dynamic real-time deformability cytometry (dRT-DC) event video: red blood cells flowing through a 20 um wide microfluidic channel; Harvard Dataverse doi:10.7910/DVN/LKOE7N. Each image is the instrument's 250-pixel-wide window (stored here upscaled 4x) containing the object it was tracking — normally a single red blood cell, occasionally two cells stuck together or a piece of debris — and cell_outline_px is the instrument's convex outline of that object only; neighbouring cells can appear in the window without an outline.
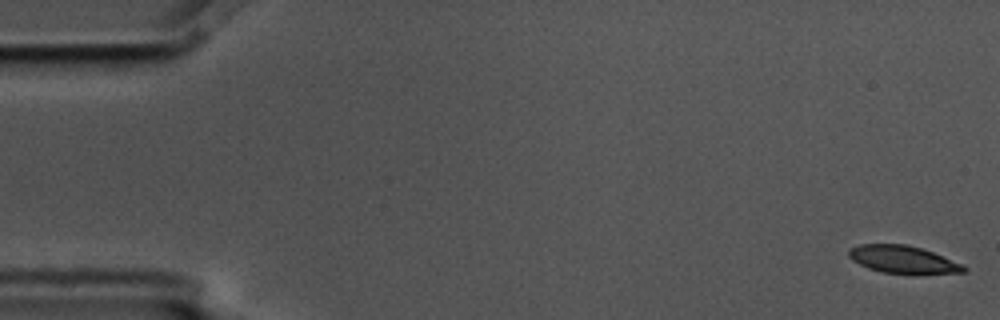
{"species": "common noctule bat (a hibernating species)", "species_latin": "Nyctalus noctula", "temperature_condition": "cold", "stored_images_in_passage": 6, "camera_frame_rate_fps": 3000, "um_per_image_px": 0.085, "animal": {"sex": "male", "body_mass_g": 17.5, "forearm_length_mm": 52.3}, "frame": {"image": 1, "passage_image": 1, "time_ms": 0.0, "image_size_px": [1000, 320], "cell_outline_px": [[968, 268], [964, 272], [884, 272], [868, 268], [852, 260], [848, 256], [848, 248], [860, 244], [904, 244], [920, 248], [932, 252], [964, 264]], "centroid_in_image_um": [76.7, 22.02], "position_along_channel_um": 8.3, "area_um2": 17.86}}
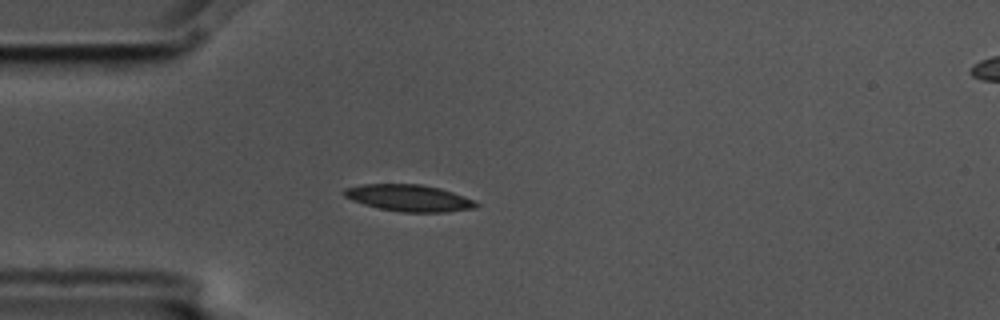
{"frame": {"image": 2, "passage_image": 5, "time_ms": 1.333, "image_size_px": [1000, 320], "cell_outline_px": [[480, 204], [476, 208], [444, 212], [400, 212], [380, 208], [364, 204], [352, 200], [344, 196], [340, 192], [344, 188], [364, 184], [420, 184], [440, 188], [476, 200]], "centroid_in_image_um": [34.77, 16.82], "position_along_channel_um": 50.2, "area_um2": 20.63}}